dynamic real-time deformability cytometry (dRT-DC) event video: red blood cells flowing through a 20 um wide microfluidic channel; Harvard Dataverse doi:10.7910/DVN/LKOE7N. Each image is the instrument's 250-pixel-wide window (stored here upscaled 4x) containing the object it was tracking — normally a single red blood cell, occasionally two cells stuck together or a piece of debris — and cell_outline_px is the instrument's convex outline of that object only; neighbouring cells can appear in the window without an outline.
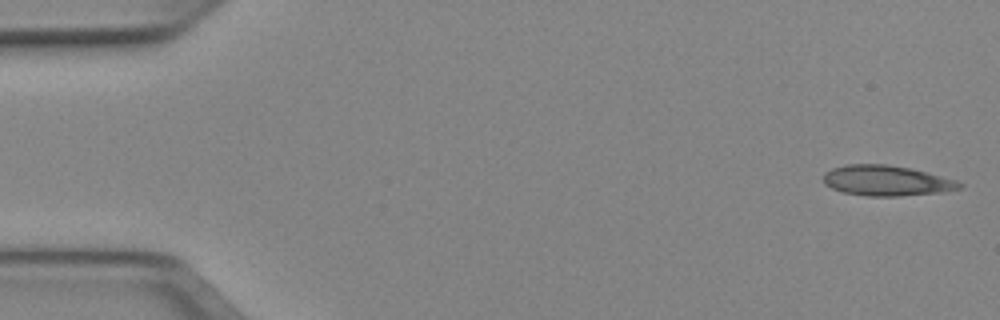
{"species": "Egyptian fruit bat (a non-hibernating species)", "species_latin": "Rousettus aegyptiacus", "temperature_condition": "cold", "stored_images_in_passage": 50, "camera_frame_rate_fps": 3000, "um_per_image_px": 0.085, "animal": {"sex": "female"}, "frame": {"image": 1, "passage_image": 1, "time_ms": 0.0, "image_size_px": [1000, 320], "cell_outline_px": [[964, 184], [960, 188], [944, 192], [900, 196], [868, 196], [844, 192], [832, 188], [824, 184], [824, 172], [832, 168], [848, 164], [888, 164], [908, 168], [956, 180]], "centroid_in_image_um": [75.34, 15.36], "position_along_channel_um": 9.7, "area_um2": 23.93}}
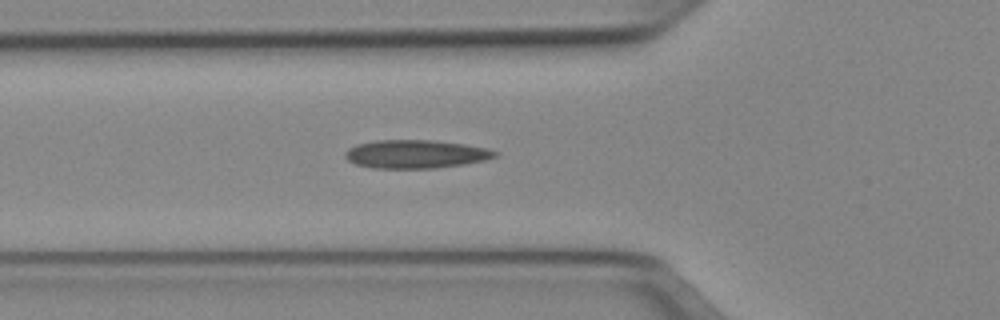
{"frame": {"image": 2, "passage_image": 17, "time_ms": 5.333, "image_size_px": [1000, 320], "cell_outline_px": [[500, 152], [496, 156], [484, 160], [464, 164], [432, 168], [372, 168], [356, 164], [348, 160], [344, 156], [344, 152], [348, 148], [356, 144], [376, 140], [432, 140], [464, 144], [488, 148]], "centroid_in_image_um": [35.32, 13.09], "position_along_channel_um": 90.5, "area_um2": 24.8}}
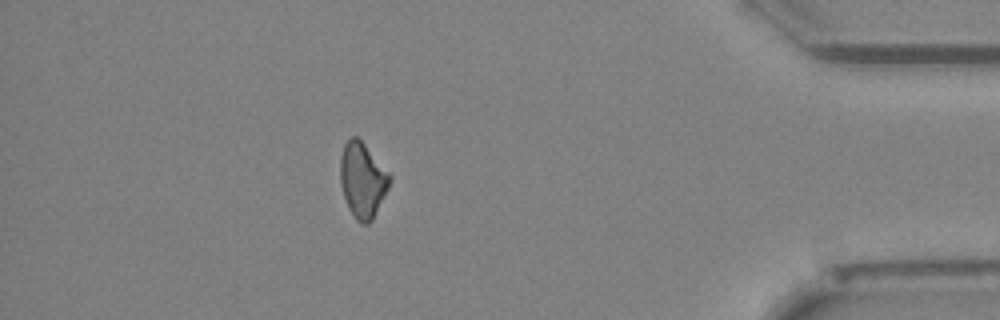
{"frame": {"image": 3, "passage_image": 44, "time_ms": 14.333, "image_size_px": [1000, 320], "cell_outline_px": [[392, 176], [388, 188], [372, 220], [368, 224], [360, 224], [356, 220], [348, 208], [340, 184], [340, 156], [344, 144], [352, 136], [356, 136], [364, 144]], "centroid_in_image_um": [30.8, 15.32], "position_along_channel_um": 404.4, "area_um2": 21.5}, "authors_computed_cell_mechanics": {"area_um2": 22.9466, "velocity_mm_per_s": 3.9815, "shape_relaxation_time_tau1_ms": null, "shape_relaxation_time_tau2_ms": 4.0418, "deformation_change_tau1": null, "deformation_change_tau2": 0.1297}}